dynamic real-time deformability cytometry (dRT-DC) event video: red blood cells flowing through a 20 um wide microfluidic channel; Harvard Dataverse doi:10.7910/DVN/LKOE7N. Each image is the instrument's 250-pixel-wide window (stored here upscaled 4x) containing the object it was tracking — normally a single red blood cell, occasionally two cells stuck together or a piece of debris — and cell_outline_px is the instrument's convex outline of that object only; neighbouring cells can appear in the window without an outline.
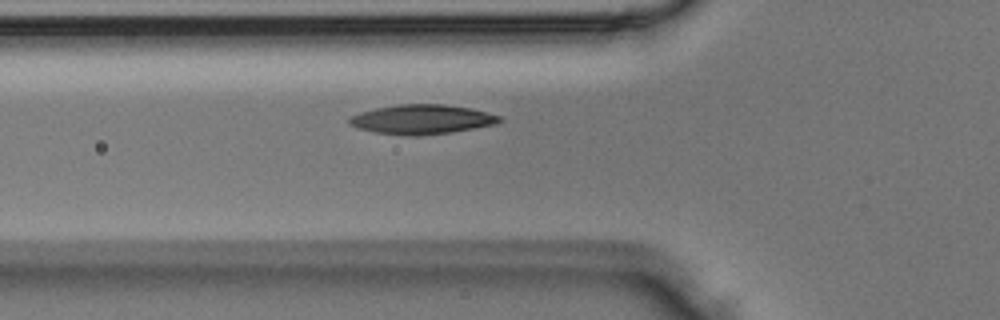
{"species": "Egyptian fruit bat (a non-hibernating species)", "species_latin": "Rousettus aegyptiacus", "temperature_condition": "room temperature", "stored_images_in_passage": 6, "segment_of_instrument_passage": [1, 2], "camera_frame_rate_fps": 3000, "um_per_image_px": 0.085, "animal": {"sex": "male"}, "frame": {"image": 1, "passage_image": 5, "time_ms": 1.333, "image_size_px": [1000, 320], "cell_outline_px": [[504, 120], [496, 124], [452, 132], [416, 136], [408, 136], [376, 132], [360, 128], [348, 124], [348, 120], [352, 116], [360, 112], [376, 108], [400, 104], [444, 104], [472, 108], [500, 116]], "centroid_in_image_um": [35.89, 10.14], "position_along_channel_um": 89.9, "area_um2": 25.72}}